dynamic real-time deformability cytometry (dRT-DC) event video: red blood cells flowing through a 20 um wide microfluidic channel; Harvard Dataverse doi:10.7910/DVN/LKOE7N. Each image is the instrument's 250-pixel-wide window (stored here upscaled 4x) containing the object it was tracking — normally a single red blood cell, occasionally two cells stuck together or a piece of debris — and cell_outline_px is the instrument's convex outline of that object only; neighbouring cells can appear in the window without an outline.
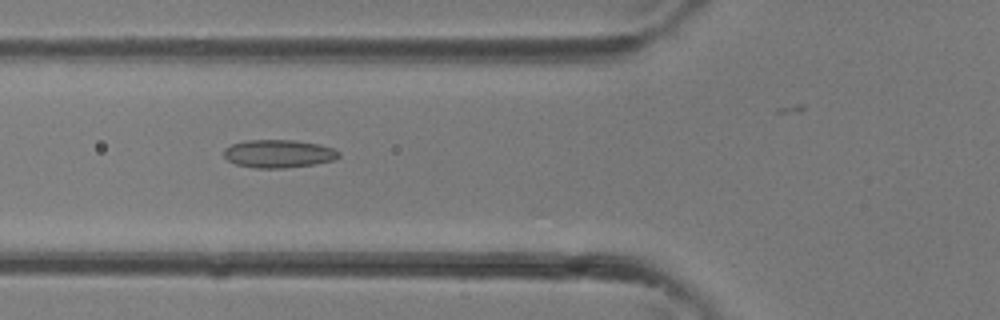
{"species": "common noctule bat (a hibernating species)", "species_latin": "Nyctalus noctula", "temperature_condition": "room temperature", "stored_images_in_passage": 21, "camera_frame_rate_fps": 3000, "um_per_image_px": 0.085, "animal": {"sex": "female"}, "frame": {"image": 1, "passage_image": 5, "time_ms": 1.333, "image_size_px": [1000, 320], "cell_outline_px": [[340, 156], [336, 160], [316, 164], [284, 168], [256, 168], [236, 164], [228, 160], [224, 156], [224, 148], [232, 144], [248, 140], [296, 140], [320, 144], [332, 148], [340, 152]], "centroid_in_image_um": [23.71, 13.06], "position_along_channel_um": 102.1, "area_um2": 18.9}}
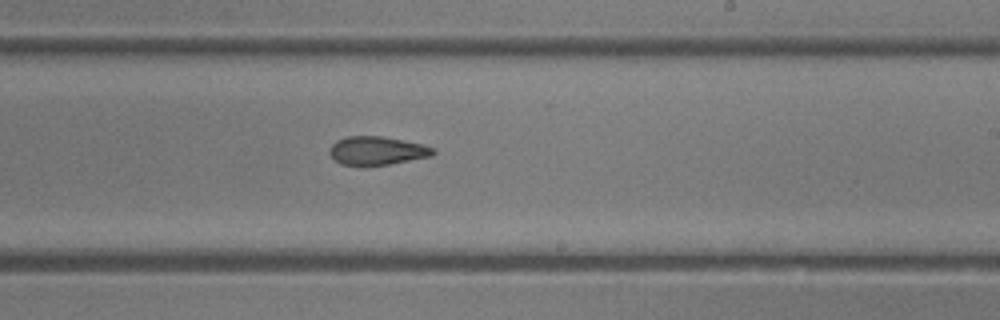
{"frame": {"image": 2, "passage_image": 13, "time_ms": 4.0, "image_size_px": [1000, 320], "cell_outline_px": [[436, 152], [432, 156], [388, 164], [340, 164], [328, 152], [328, 148], [336, 140], [344, 136], [380, 136], [424, 144], [436, 148]], "centroid_in_image_um": [32.06, 12.78], "position_along_channel_um": 256.9, "area_um2": 17.05}}
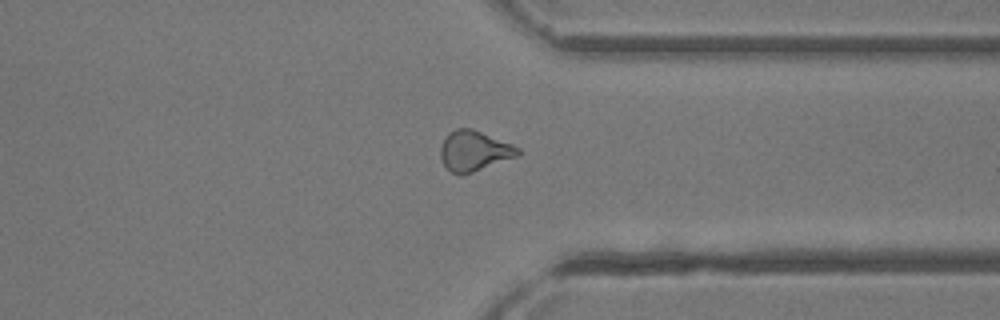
{"frame": {"image": 3, "passage_image": 19, "time_ms": 6.0, "image_size_px": [1000, 320], "cell_outline_px": [[520, 156], [460, 176], [452, 172], [444, 164], [440, 156], [440, 148], [448, 132], [456, 128], [472, 128], [512, 144], [520, 148]], "centroid_in_image_um": [40.32, 12.82], "position_along_channel_um": 371.1, "area_um2": 18.21}}